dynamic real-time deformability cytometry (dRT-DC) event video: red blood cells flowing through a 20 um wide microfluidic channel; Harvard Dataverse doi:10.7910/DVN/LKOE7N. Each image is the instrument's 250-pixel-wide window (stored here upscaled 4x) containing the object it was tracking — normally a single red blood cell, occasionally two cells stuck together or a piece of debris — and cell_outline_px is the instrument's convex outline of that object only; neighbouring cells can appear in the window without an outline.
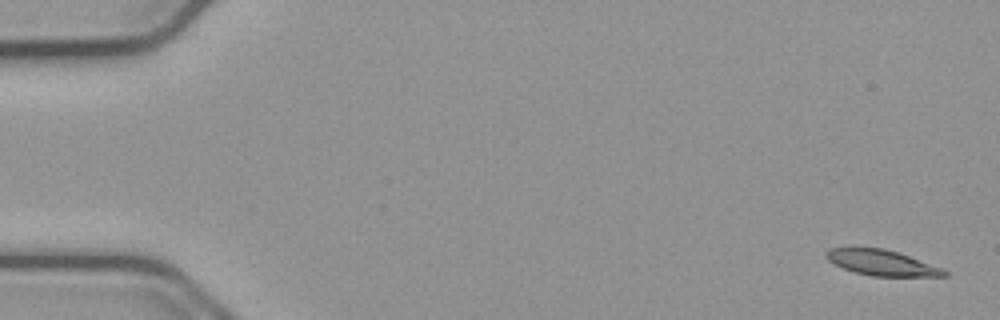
{"species": "common noctule bat (a hibernating species)", "species_latin": "Nyctalus noctula", "temperature_condition": "cold", "stored_images_in_passage": 54, "camera_frame_rate_fps": 3000, "um_per_image_px": 0.085, "animal": {"sex": "male", "body_mass_g": 23.1, "forearm_length_mm": 52.7}, "frame": {"image": 1, "passage_image": 1, "time_ms": 0.0, "image_size_px": [1000, 320], "cell_outline_px": [[948, 276], [872, 276], [856, 272], [832, 264], [824, 256], [824, 252], [828, 248], [884, 248], [908, 256], [940, 268], [948, 272]], "centroid_in_image_um": [74.87, 22.33], "position_along_channel_um": 10.1, "area_um2": 17.28}}
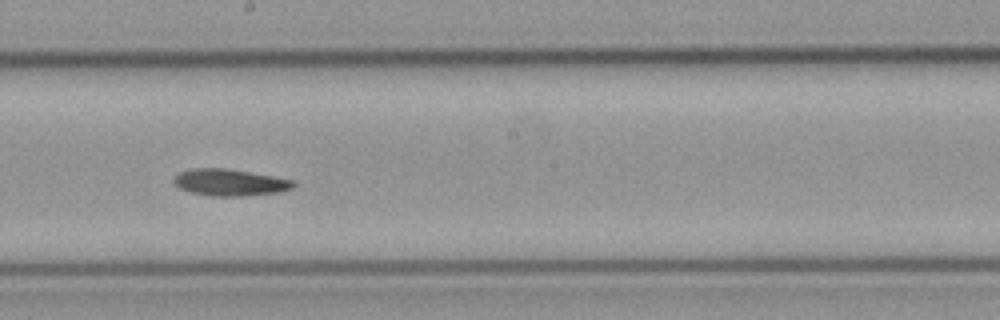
{"frame": {"image": 2, "passage_image": 30, "time_ms": 9.667, "image_size_px": [1000, 320], "cell_outline_px": [[296, 184], [292, 188], [280, 192], [244, 196], [212, 196], [188, 192], [180, 188], [172, 180], [180, 172], [192, 168], [224, 168], [272, 176], [292, 180]], "centroid_in_image_um": [19.52, 15.51], "position_along_channel_um": 228.7, "area_um2": 18.5}}
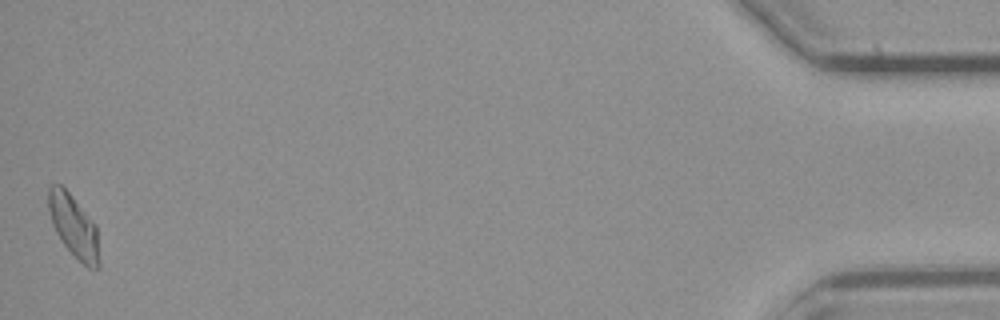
{"frame": {"image": 3, "passage_image": 54, "time_ms": 17.667, "image_size_px": [1000, 320], "cell_outline_px": [[100, 268], [88, 268], [64, 244], [56, 232], [52, 224], [48, 208], [48, 188], [52, 184], [60, 184], [72, 196], [96, 224], [100, 264]], "centroid_in_image_um": [6.27, 19.21], "position_along_channel_um": 428.9, "area_um2": 18.26}, "authors_computed_cell_mechanics": {"area_um2": 18.496, "velocity_mm_per_s": 3.7416, "shape_relaxation_time_tau1_ms": 6.3058, "shape_relaxation_time_tau2_ms": null, "deformation_change_tau1": 0.1634, "deformation_change_tau2": null}}